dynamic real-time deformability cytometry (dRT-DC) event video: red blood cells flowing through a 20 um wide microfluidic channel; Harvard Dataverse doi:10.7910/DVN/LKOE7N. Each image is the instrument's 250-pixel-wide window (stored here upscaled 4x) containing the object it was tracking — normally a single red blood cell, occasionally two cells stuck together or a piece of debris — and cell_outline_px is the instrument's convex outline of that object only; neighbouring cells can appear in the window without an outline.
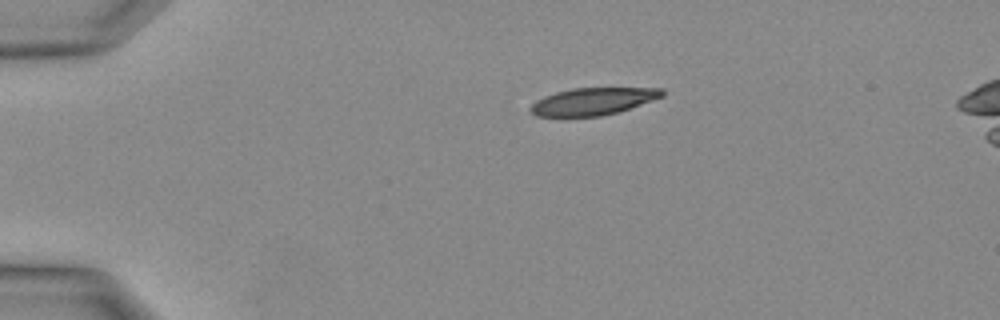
{"species": "Egyptian fruit bat (a non-hibernating species)", "species_latin": "Rousettus aegyptiacus", "temperature_condition": "warm", "stored_images_in_passage": 25, "camera_frame_rate_fps": 3000, "um_per_image_px": 0.085, "animal": {"sex": "female"}, "frame": {"image": 1, "passage_image": 1, "time_ms": 0.0, "image_size_px": [1000, 320], "cell_outline_px": [[664, 96], [620, 112], [600, 116], [536, 116], [532, 112], [532, 104], [536, 100], [544, 96], [556, 92], [572, 88], [664, 88]], "centroid_in_image_um": [50.45, 8.61], "position_along_channel_um": 34.6, "area_um2": 20.81}}
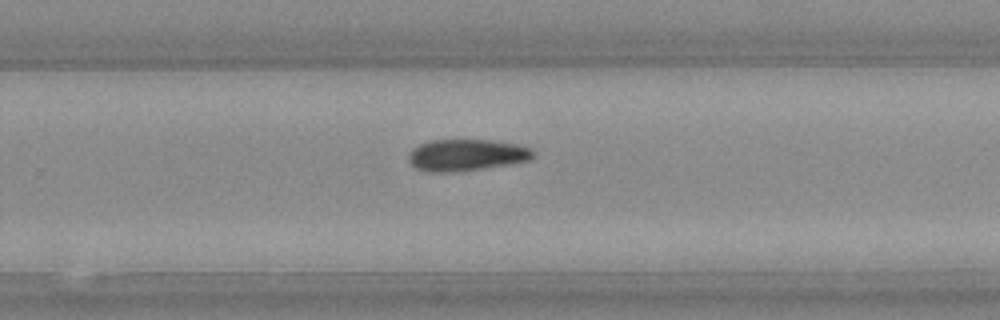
{"frame": {"image": 2, "passage_image": 16, "time_ms": 5.0, "image_size_px": [1000, 320], "cell_outline_px": [[532, 156], [528, 160], [480, 168], [448, 172], [428, 172], [416, 168], [408, 160], [408, 156], [412, 148], [420, 144], [432, 140], [488, 140], [516, 144], [528, 148], [532, 152]], "centroid_in_image_um": [39.55, 13.17], "position_along_channel_um": 290.3, "area_um2": 22.31}}
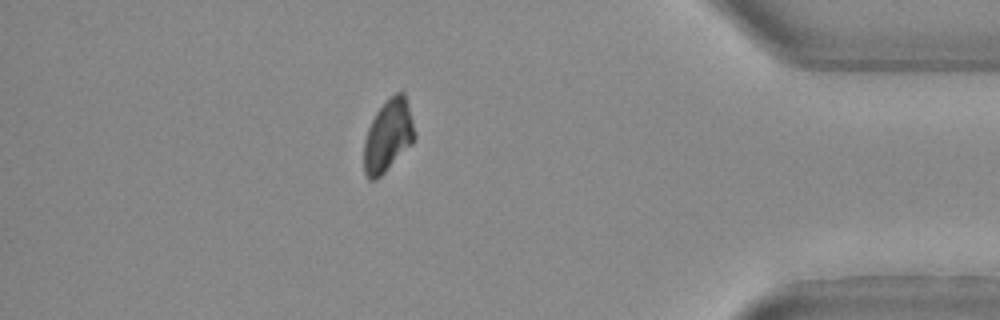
{"frame": {"image": 3, "passage_image": 23, "time_ms": 7.333, "image_size_px": [1000, 320], "cell_outline_px": [[416, 136], [412, 144], [376, 180], [368, 180], [364, 172], [364, 140], [368, 128], [376, 112], [396, 92], [404, 92]], "centroid_in_image_um": [32.97, 11.57], "position_along_channel_um": 402.2, "area_um2": 20.92}}